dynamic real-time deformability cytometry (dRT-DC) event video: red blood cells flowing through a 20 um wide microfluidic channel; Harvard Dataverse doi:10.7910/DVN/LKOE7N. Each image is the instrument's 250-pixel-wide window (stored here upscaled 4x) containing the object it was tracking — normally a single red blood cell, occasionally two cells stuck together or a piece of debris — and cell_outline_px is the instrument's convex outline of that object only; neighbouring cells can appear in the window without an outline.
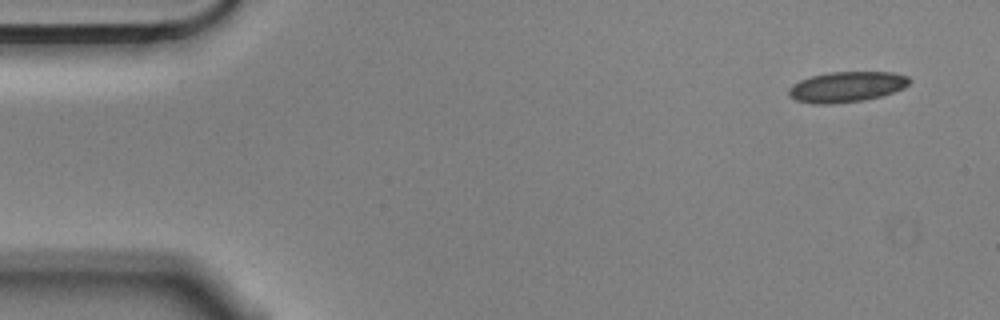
{"species": "Egyptian fruit bat (a non-hibernating species)", "species_latin": "Rousettus aegyptiacus", "temperature_condition": "cold", "stored_images_in_passage": 4, "camera_frame_rate_fps": 3000, "um_per_image_px": 0.085, "animal": {"sex": "male"}, "frame": {"image": 1, "passage_image": 1, "time_ms": 0.0, "image_size_px": [1000, 320], "cell_outline_px": [[912, 80], [904, 88], [880, 96], [864, 100], [832, 104], [812, 104], [796, 100], [788, 96], [788, 88], [792, 84], [800, 80], [812, 76], [828, 72], [892, 72], [908, 76]], "centroid_in_image_um": [71.94, 7.38], "position_along_channel_um": 13.1, "area_um2": 21.56}}